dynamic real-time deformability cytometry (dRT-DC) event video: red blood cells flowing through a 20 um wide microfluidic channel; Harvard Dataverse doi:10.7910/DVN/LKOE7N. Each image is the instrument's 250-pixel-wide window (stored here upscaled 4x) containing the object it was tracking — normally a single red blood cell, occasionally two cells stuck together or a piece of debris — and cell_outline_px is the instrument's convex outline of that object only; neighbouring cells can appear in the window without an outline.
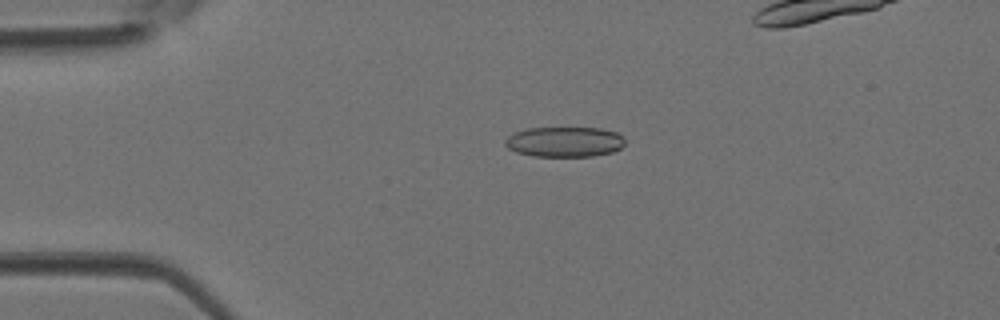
{"species": "Egyptian fruit bat (a non-hibernating species)", "species_latin": "Rousettus aegyptiacus", "temperature_condition": "room temperature", "stored_images_in_passage": 39, "camera_frame_rate_fps": 3000, "um_per_image_px": 0.085, "animal": {"sex": "female"}, "frame": {"image": 1, "passage_image": 9, "time_ms": 2.667, "image_size_px": [1000, 320], "cell_outline_px": [[624, 144], [620, 148], [612, 152], [592, 156], [532, 156], [516, 152], [508, 148], [504, 144], [504, 140], [512, 132], [528, 128], [600, 128], [616, 132], [624, 136]], "centroid_in_image_um": [47.96, 12.05], "position_along_channel_um": 37.0, "area_um2": 21.21}}
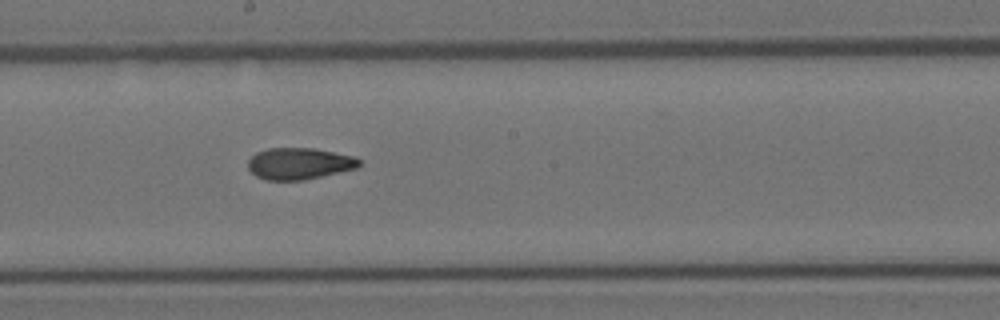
{"frame": {"image": 2, "passage_image": 23, "time_ms": 7.333, "image_size_px": [1000, 320], "cell_outline_px": [[360, 164], [356, 168], [304, 180], [264, 180], [256, 176], [248, 168], [248, 160], [256, 152], [268, 148], [316, 148], [356, 156], [360, 160]], "centroid_in_image_um": [25.43, 13.89], "position_along_channel_um": 222.8, "area_um2": 20.58}}
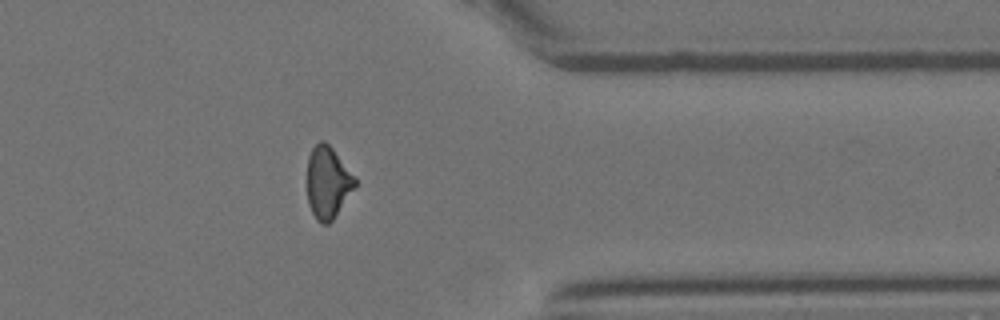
{"frame": {"image": 3, "passage_image": 34, "time_ms": 11.0, "image_size_px": [1000, 320], "cell_outline_px": [[356, 184], [332, 220], [328, 224], [320, 224], [316, 220], [308, 204], [308, 156], [312, 148], [320, 140], [324, 140], [332, 148], [356, 176]], "centroid_in_image_um": [27.85, 15.49], "position_along_channel_um": 383.5, "area_um2": 19.88}}